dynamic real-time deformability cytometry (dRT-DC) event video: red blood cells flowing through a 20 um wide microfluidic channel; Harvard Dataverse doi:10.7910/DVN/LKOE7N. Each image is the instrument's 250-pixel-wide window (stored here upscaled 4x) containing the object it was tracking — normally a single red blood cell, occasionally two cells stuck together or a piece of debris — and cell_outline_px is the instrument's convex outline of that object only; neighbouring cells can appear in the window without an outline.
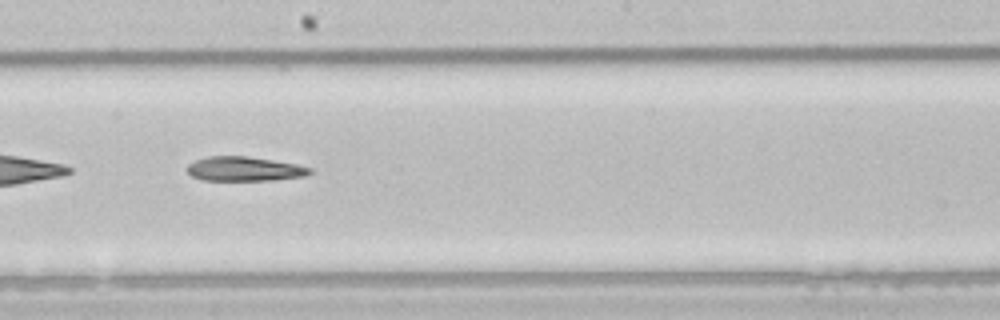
{"species": "common noctule bat (a hibernating species)", "species_latin": "Nyctalus noctula", "temperature_condition": "room temperature", "stored_images_in_passage": 39, "camera_frame_rate_fps": 3000, "um_per_image_px": 0.085, "animal": {"sex": "male", "body_mass_g": 21.5, "forearm_length_mm": 52.0}, "frame": {"image": 1, "passage_image": 17, "time_ms": 5.333, "image_size_px": [1000, 320], "cell_outline_px": [[312, 172], [304, 176], [272, 180], [204, 180], [192, 176], [188, 172], [188, 164], [196, 160], [208, 156], [244, 156], [296, 164], [312, 168]], "centroid_in_image_um": [20.77, 14.36], "position_along_channel_um": 227.4, "area_um2": 17.17}}